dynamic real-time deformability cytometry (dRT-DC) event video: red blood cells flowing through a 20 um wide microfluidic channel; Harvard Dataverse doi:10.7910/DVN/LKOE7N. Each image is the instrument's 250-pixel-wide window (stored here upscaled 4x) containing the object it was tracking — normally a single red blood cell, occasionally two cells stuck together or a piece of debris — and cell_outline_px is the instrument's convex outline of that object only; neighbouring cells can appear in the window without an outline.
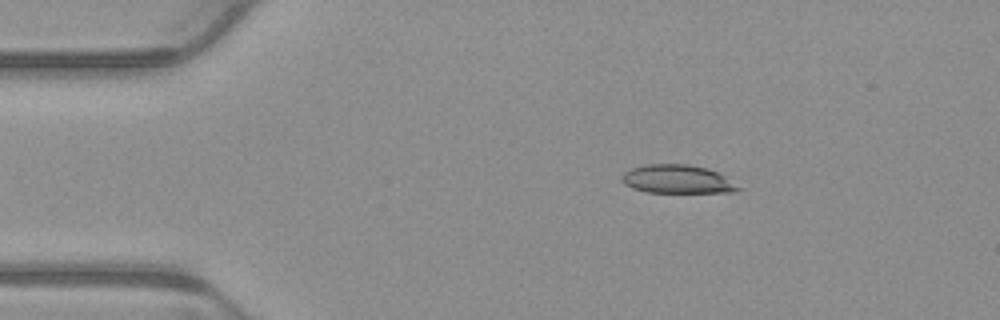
{"species": "common noctule bat (a hibernating species)", "species_latin": "Nyctalus noctula", "temperature_condition": "warm", "stored_images_in_passage": 5, "camera_frame_rate_fps": 3000, "um_per_image_px": 0.085, "animal": {"sex": "male", "body_mass_g": 23.1, "forearm_length_mm": 52.7}, "frame": {"image": 1, "passage_image": 2, "time_ms": 0.333, "image_size_px": [1000, 320], "cell_outline_px": [[744, 188], [736, 192], [648, 192], [632, 188], [624, 184], [620, 180], [620, 176], [624, 172], [632, 168], [644, 164], [688, 164], [708, 168], [724, 176]], "centroid_in_image_um": [57.57, 15.23], "position_along_channel_um": 27.4, "area_um2": 19.48}}
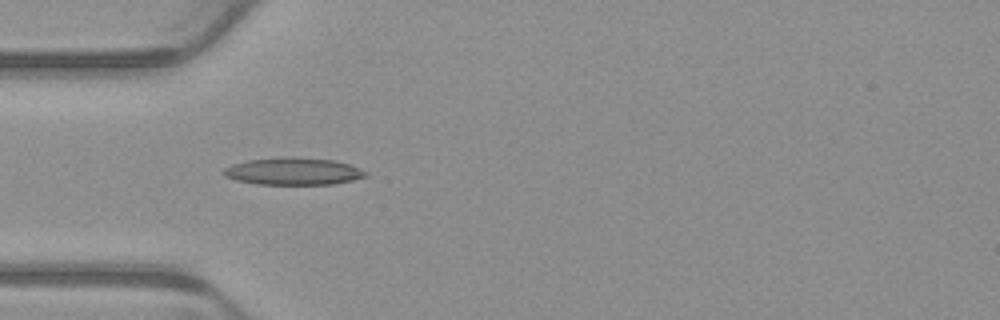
{"frame": {"image": 2, "passage_image": 4, "time_ms": 1.0, "image_size_px": [1000, 320], "cell_outline_px": [[368, 176], [352, 180], [332, 184], [256, 184], [236, 180], [224, 176], [220, 172], [224, 168], [232, 164], [248, 160], [280, 156], [300, 156], [336, 160], [352, 164], [368, 172]], "centroid_in_image_um": [24.94, 14.54], "position_along_channel_um": 60.1, "area_um2": 23.12}}
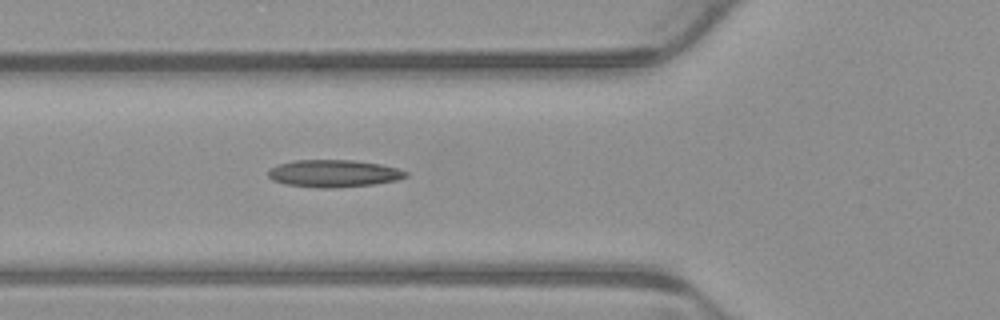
{"frame": {"image": 3, "passage_image": 5, "time_ms": 1.333, "image_size_px": [1000, 320], "cell_outline_px": [[408, 176], [396, 180], [376, 184], [336, 188], [316, 188], [284, 184], [272, 180], [268, 176], [268, 172], [272, 168], [280, 164], [296, 160], [352, 160], [380, 164], [396, 168], [408, 172]], "centroid_in_image_um": [28.37, 14.76], "position_along_channel_um": 97.4, "area_um2": 21.91}}